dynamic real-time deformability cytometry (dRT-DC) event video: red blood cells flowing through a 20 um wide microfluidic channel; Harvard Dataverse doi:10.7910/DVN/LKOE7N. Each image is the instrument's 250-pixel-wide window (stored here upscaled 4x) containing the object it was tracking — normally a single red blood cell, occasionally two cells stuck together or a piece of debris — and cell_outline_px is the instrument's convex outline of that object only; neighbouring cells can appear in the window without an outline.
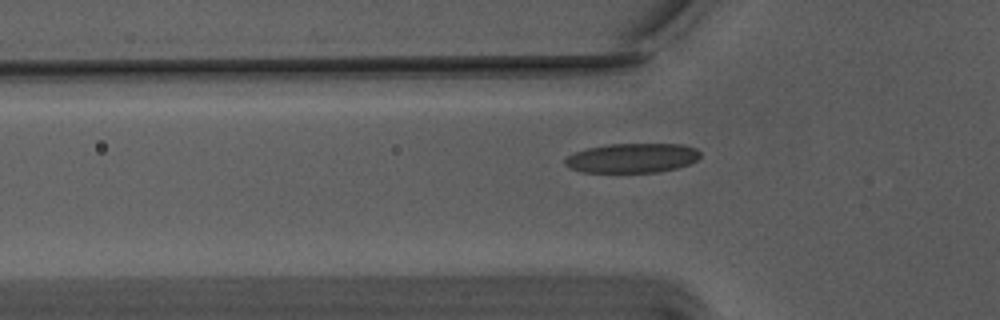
{"species": "Egyptian fruit bat (a non-hibernating species)", "species_latin": "Rousettus aegyptiacus", "temperature_condition": "warm", "stored_images_in_passage": 34, "camera_frame_rate_fps": 3000, "um_per_image_px": 0.085, "animal": {"sex": "male"}, "frame": {"image": 1, "passage_image": 3, "time_ms": 0.667, "image_size_px": [1000, 320], "cell_outline_px": [[700, 156], [696, 160], [688, 164], [676, 168], [656, 172], [584, 172], [568, 168], [564, 164], [564, 160], [568, 156], [576, 152], [588, 148], [608, 144], [684, 144], [696, 148], [700, 152]], "centroid_in_image_um": [53.73, 13.43], "position_along_channel_um": 72.1, "area_um2": 23.18}}
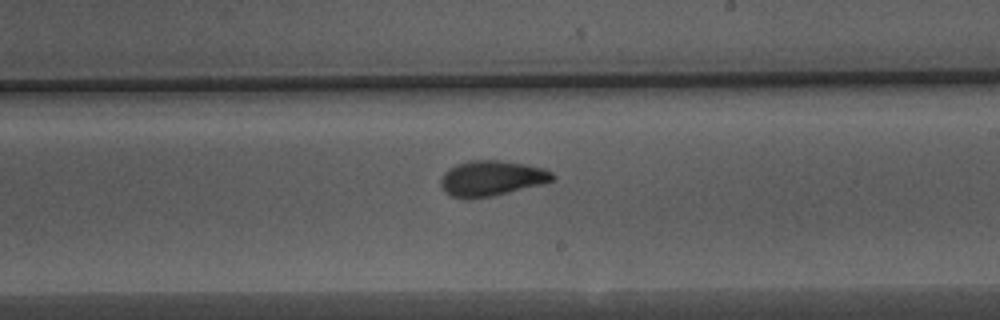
{"frame": {"image": 2, "passage_image": 17, "time_ms": 5.333, "image_size_px": [1000, 320], "cell_outline_px": [[556, 180], [544, 184], [492, 196], [452, 196], [444, 192], [440, 184], [440, 180], [444, 172], [448, 168], [456, 164], [468, 160], [500, 160], [528, 164], [544, 168], [552, 172], [556, 176]], "centroid_in_image_um": [41.84, 15.11], "position_along_channel_um": 247.2, "area_um2": 23.0}}
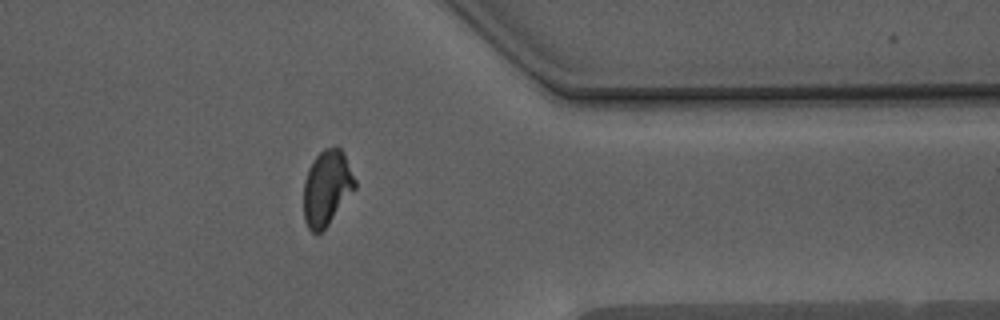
{"frame": {"image": 3, "passage_image": 29, "time_ms": 9.333, "image_size_px": [1000, 320], "cell_outline_px": [[356, 188], [328, 224], [320, 232], [312, 232], [308, 228], [304, 220], [304, 180], [308, 168], [312, 160], [324, 148], [336, 144], [344, 152], [356, 180]], "centroid_in_image_um": [27.78, 15.91], "position_along_channel_um": 383.6, "area_um2": 22.66}, "authors_computed_cell_mechanics": {"area_um2": 22.5709, "velocity_mm_per_s": 3.7515, "shape_relaxation_time_tau1_ms": 4.4924, "shape_relaxation_time_tau2_ms": 1.8175, "deformation_change_tau1": 0.1618, "deformation_change_tau2": 0.0857}}